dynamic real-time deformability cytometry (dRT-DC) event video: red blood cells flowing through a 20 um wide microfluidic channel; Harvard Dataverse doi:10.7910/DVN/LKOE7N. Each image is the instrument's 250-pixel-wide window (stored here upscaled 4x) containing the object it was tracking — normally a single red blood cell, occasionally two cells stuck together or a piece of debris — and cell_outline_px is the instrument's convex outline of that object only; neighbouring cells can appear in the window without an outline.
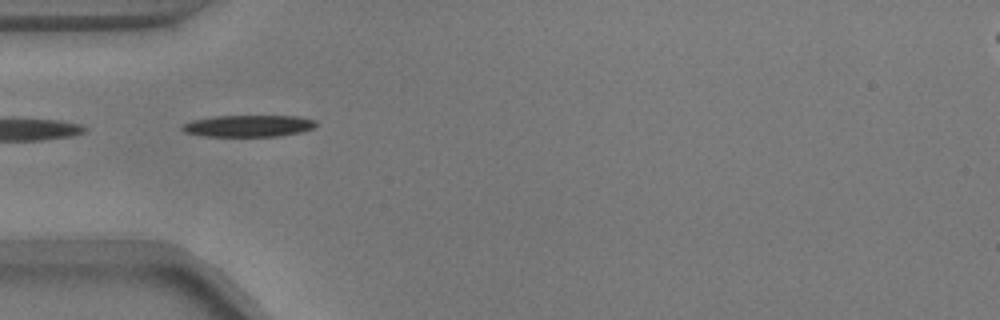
{"species": "common noctule bat (a hibernating species)", "species_latin": "Nyctalus noctula", "temperature_condition": "warm", "stored_images_in_passage": 4, "camera_frame_rate_fps": 3000, "um_per_image_px": 0.085, "animal": {"sex": "male", "body_mass_g": 17.9}, "frame": {"image": 1, "passage_image": 1, "time_ms": 0.0, "image_size_px": [1000, 320], "cell_outline_px": [[316, 124], [312, 128], [300, 132], [280, 136], [204, 136], [184, 132], [180, 128], [180, 124], [192, 120], [216, 116], [296, 116], [316, 120]], "centroid_in_image_um": [21.06, 10.7], "position_along_channel_um": 63.9, "area_um2": 16.94}}